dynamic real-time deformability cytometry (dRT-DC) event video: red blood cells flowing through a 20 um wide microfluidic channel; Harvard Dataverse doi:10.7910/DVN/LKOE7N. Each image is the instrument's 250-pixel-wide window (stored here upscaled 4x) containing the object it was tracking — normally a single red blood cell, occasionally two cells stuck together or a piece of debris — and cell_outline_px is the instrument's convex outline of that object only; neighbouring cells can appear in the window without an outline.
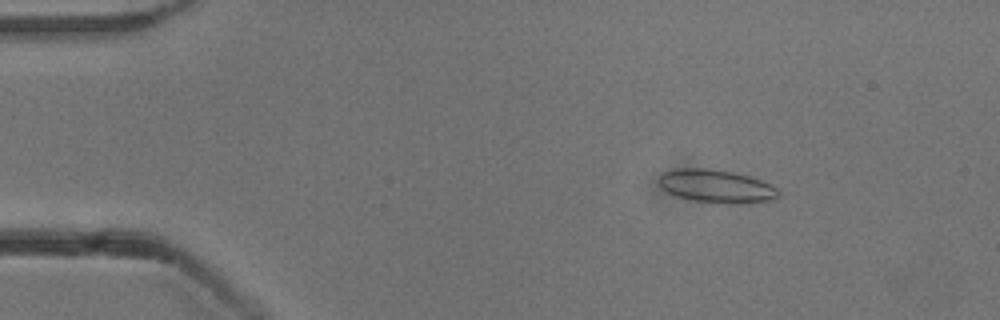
{"species": "common noctule bat (a hibernating species)", "species_latin": "Nyctalus noctula", "temperature_condition": "cold", "stored_images_in_passage": 53, "camera_frame_rate_fps": 3000, "um_per_image_px": 0.085, "animal": {"sex": "male", "body_mass_g": 13.3}, "frame": {"image": 1, "passage_image": 8, "time_ms": 2.333, "image_size_px": [1000, 320], "cell_outline_px": [[780, 196], [768, 200], [748, 204], [732, 204], [692, 200], [676, 196], [668, 192], [660, 184], [660, 176], [664, 172], [676, 168], [708, 168], [732, 172], [748, 176], [760, 180], [776, 188], [780, 192]], "centroid_in_image_um": [60.9, 15.83], "position_along_channel_um": 24.1, "area_um2": 22.89}}
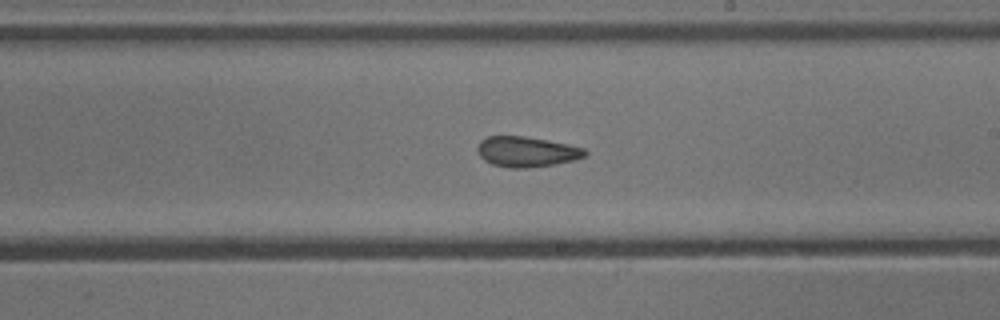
{"frame": {"image": 2, "passage_image": 31, "time_ms": 10.0, "image_size_px": [1000, 320], "cell_outline_px": [[588, 152], [584, 156], [572, 160], [556, 164], [524, 168], [508, 168], [492, 164], [484, 160], [480, 156], [476, 148], [480, 140], [488, 136], [524, 136], [548, 140], [568, 144], [584, 148]], "centroid_in_image_um": [44.73, 12.89], "position_along_channel_um": 244.3, "area_um2": 19.02}}
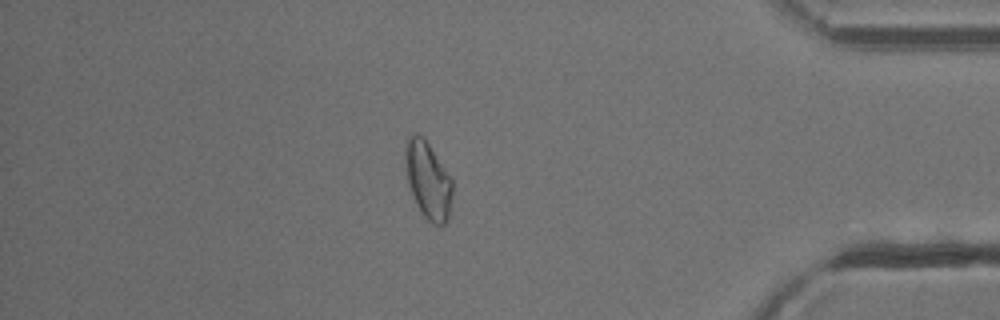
{"frame": {"image": 3, "passage_image": 46, "time_ms": 15.0, "image_size_px": [1000, 320], "cell_outline_px": [[452, 192], [448, 216], [444, 224], [432, 224], [424, 216], [416, 204], [412, 196], [408, 184], [404, 168], [404, 152], [408, 136], [412, 132], [420, 136], [428, 144], [452, 180]], "centroid_in_image_um": [36.33, 15.31], "position_along_channel_um": 398.9, "area_um2": 20.92}, "authors_computed_cell_mechanics": {"area_um2": 20.5768, "velocity_mm_per_s": 3.8337, "shape_relaxation_time_tau1_ms": null, "shape_relaxation_time_tau2_ms": 2.4414, "deformation_change_tau1": null, "deformation_change_tau2": 0.08}}